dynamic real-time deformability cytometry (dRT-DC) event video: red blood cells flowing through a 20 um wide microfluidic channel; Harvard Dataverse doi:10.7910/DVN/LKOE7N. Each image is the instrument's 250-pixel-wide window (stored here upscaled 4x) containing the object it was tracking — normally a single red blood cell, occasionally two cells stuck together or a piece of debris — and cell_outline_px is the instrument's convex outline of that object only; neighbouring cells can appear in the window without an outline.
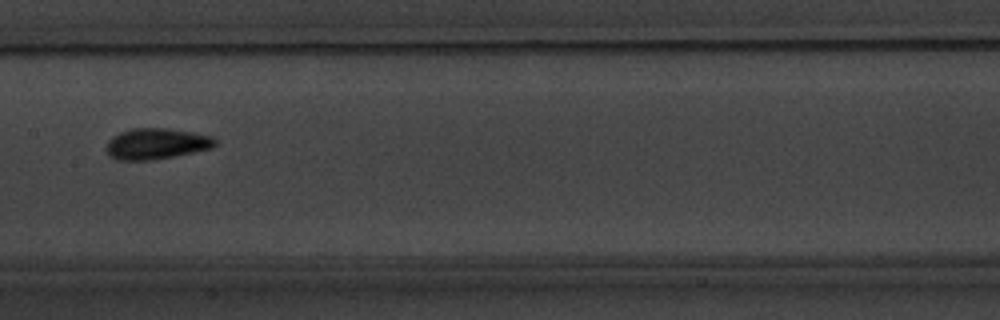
{"species": "common noctule bat (a hibernating species)", "species_latin": "Nyctalus noctula", "temperature_condition": "warm", "stored_images_in_passage": 18, "camera_frame_rate_fps": 3000, "um_per_image_px": 0.085, "animal": {"sex": "male", "body_mass_g": 20.1, "forearm_length_mm": 53.5}, "frame": {"image": 1, "passage_image": 11, "time_ms": 13.0, "image_size_px": [1000, 320], "cell_outline_px": [[216, 144], [212, 148], [152, 160], [116, 160], [108, 156], [104, 148], [108, 140], [112, 136], [120, 132], [132, 128], [168, 128], [192, 132], [212, 136], [216, 140]], "centroid_in_image_um": [13.23, 12.21], "position_along_channel_um": 194.2, "area_um2": 19.77}}
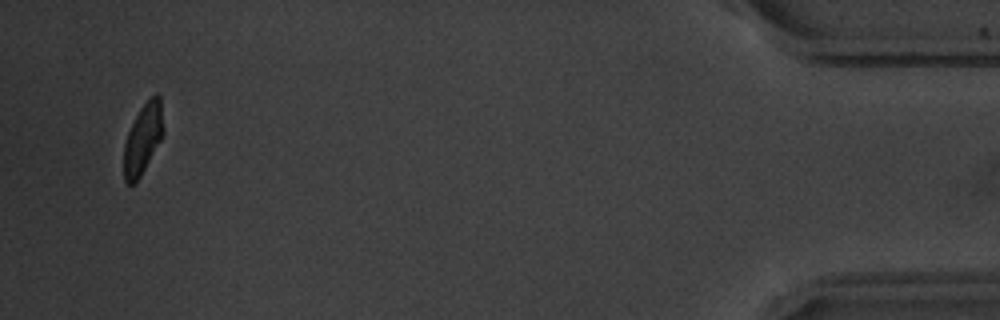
{"frame": {"image": 2, "passage_image": 18, "time_ms": 22.0, "image_size_px": [1000, 320], "cell_outline_px": [[164, 136], [136, 184], [128, 184], [124, 180], [124, 144], [128, 132], [140, 108], [156, 92], [160, 96], [164, 128]], "centroid_in_image_um": [12.17, 11.82], "position_along_channel_um": 423.0, "area_um2": 16.36}, "authors_computed_cell_mechanics": {"area_um2": 18.1492, "velocity_mm_per_s": 3.3807, "shape_relaxation_time_tau1_ms": 1.7797, "shape_relaxation_time_tau2_ms": 2.194, "deformation_change_tau1": 0.1129, "deformation_change_tau2": 0.0483}}